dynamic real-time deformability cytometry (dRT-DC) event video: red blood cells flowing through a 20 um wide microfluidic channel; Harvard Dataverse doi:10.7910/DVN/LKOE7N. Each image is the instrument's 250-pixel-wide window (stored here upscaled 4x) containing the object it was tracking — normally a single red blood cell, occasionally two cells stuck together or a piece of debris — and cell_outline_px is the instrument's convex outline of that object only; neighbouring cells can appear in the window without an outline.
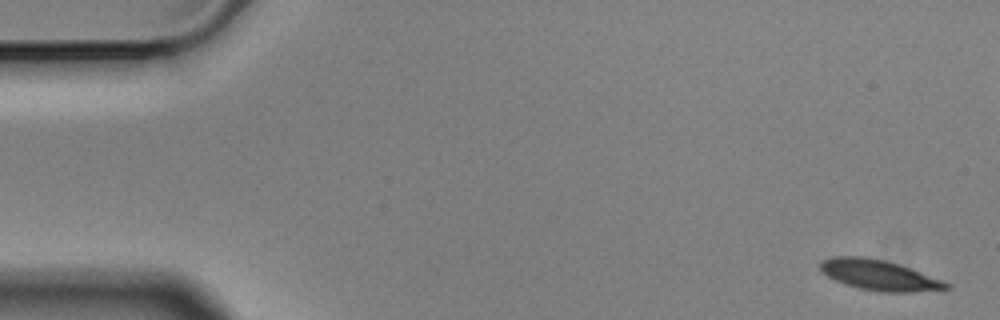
{"species": "Egyptian fruit bat (a non-hibernating species)", "species_latin": "Rousettus aegyptiacus", "temperature_condition": "cold", "stored_images_in_passage": 4, "camera_frame_rate_fps": 3000, "um_per_image_px": 0.085, "animal": {"sex": "male"}, "frame": {"image": 1, "passage_image": 1, "time_ms": 0.0, "image_size_px": [1000, 320], "cell_outline_px": [[952, 288], [912, 292], [880, 292], [860, 288], [844, 284], [828, 276], [820, 268], [820, 264], [824, 260], [832, 256], [864, 256], [884, 260], [900, 264], [912, 268], [944, 280], [952, 284]], "centroid_in_image_um": [74.8, 23.38], "position_along_channel_um": 10.2, "area_um2": 22.43}}